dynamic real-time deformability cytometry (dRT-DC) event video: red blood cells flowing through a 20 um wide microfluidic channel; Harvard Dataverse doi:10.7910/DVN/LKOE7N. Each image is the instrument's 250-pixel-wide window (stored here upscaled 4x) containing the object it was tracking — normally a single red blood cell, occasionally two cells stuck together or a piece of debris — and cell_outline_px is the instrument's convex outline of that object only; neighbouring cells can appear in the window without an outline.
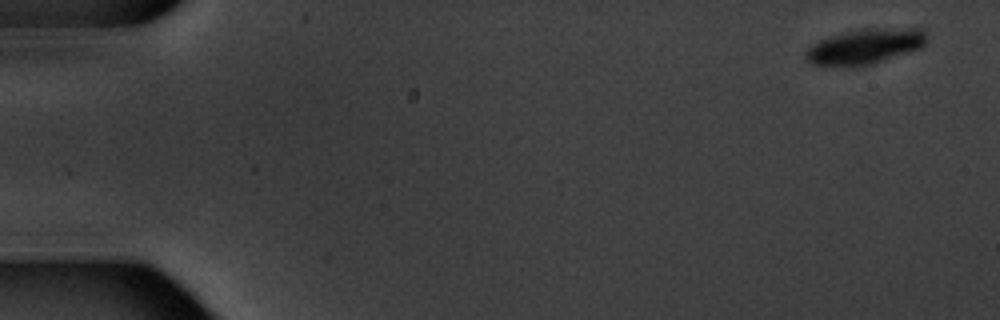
{"species": "common noctule bat (a hibernating species)", "species_latin": "Nyctalus noctula", "temperature_condition": "warm", "stored_images_in_passage": 5, "camera_frame_rate_fps": 3000, "um_per_image_px": 0.085, "animal": {"sex": "male", "body_mass_g": 20.1, "forearm_length_mm": 53.5}, "frame": {"image": 1, "passage_image": 1, "time_ms": 0.0, "image_size_px": [1000, 320], "cell_outline_px": [[924, 44], [920, 48], [872, 64], [812, 64], [804, 60], [804, 52], [812, 44], [820, 40], [844, 32], [864, 28], [924, 28]], "centroid_in_image_um": [73.51, 3.91], "position_along_channel_um": 11.5, "area_um2": 24.16}}
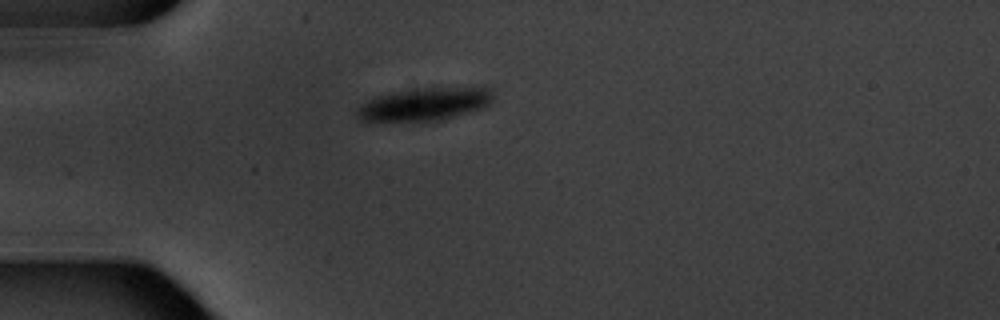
{"frame": {"image": 2, "passage_image": 5, "time_ms": 4.667, "image_size_px": [1000, 320], "cell_outline_px": [[496, 96], [484, 108], [472, 112], [444, 120], [420, 124], [360, 120], [356, 116], [356, 108], [368, 100], [376, 96], [392, 92], [424, 88], [476, 84], [484, 84], [492, 88]], "centroid_in_image_um": [36.22, 8.85], "position_along_channel_um": 48.8, "area_um2": 28.15}}